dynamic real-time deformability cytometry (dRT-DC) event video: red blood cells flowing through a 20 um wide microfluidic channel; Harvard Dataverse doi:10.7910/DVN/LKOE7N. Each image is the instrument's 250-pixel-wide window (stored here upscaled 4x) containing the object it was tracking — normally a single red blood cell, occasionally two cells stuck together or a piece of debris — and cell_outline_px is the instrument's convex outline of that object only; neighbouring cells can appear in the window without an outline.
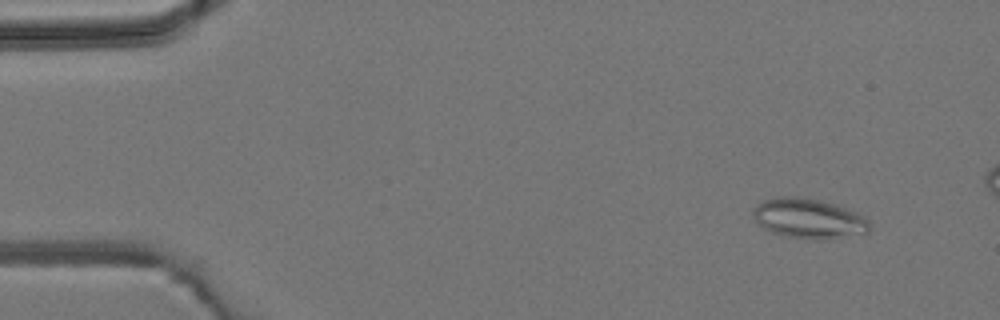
{"species": "common noctule bat (a hibernating species)", "species_latin": "Nyctalus noctula", "temperature_condition": "room temperature", "stored_images_in_passage": 5, "camera_frame_rate_fps": 3000, "um_per_image_px": 0.085, "animal": {"sex": "male", "body_mass_g": 19.2, "forearm_length_mm": 51.8}, "frame": {"image": 1, "passage_image": 2, "time_ms": 1.333, "image_size_px": [1000, 320], "cell_outline_px": [[872, 224], [868, 232], [820, 240], [812, 240], [788, 236], [772, 232], [764, 228], [752, 216], [752, 208], [756, 204], [772, 196], [796, 196], [820, 200], [836, 204], [856, 212], [864, 216]], "centroid_in_image_um": [68.72, 18.55], "position_along_channel_um": 16.3, "area_um2": 27.28}}